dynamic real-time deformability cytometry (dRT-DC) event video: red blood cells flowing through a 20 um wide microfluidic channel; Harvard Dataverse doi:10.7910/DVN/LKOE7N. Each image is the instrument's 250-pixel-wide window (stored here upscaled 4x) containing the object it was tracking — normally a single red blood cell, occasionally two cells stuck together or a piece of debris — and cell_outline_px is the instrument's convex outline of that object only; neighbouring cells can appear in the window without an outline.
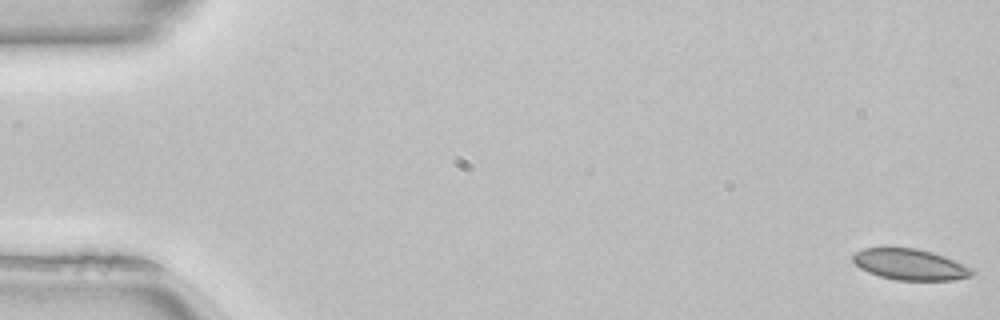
{"species": "common noctule bat (a hibernating species)", "species_latin": "Nyctalus noctula", "temperature_condition": "room temperature", "stored_images_in_passage": 51, "camera_frame_rate_fps": 3000, "um_per_image_px": 0.085, "animal": {"sex": "female", "body_mass_g": 22.7, "forearm_length_mm": 54.2}, "frame": {"image": 1, "passage_image": 1, "time_ms": 0.0, "image_size_px": [1000, 320], "cell_outline_px": [[976, 272], [972, 276], [952, 280], [896, 280], [880, 276], [868, 272], [860, 268], [852, 260], [852, 256], [856, 252], [864, 248], [916, 248], [932, 252], [944, 256], [964, 264], [972, 268]], "centroid_in_image_um": [77.38, 22.48], "position_along_channel_um": 7.6, "area_um2": 21.5}}
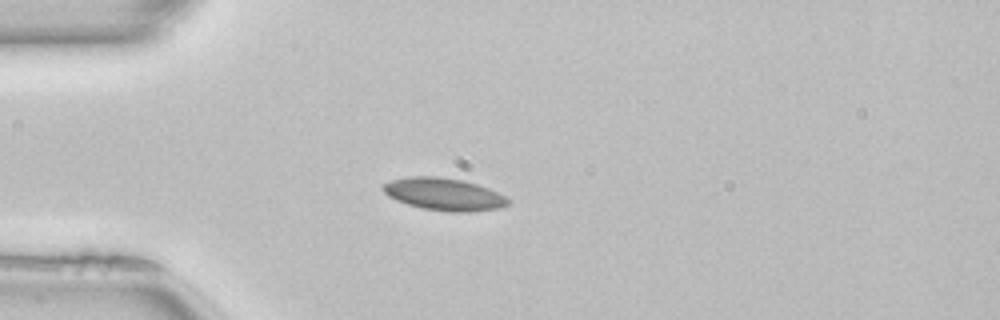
{"frame": {"image": 2, "passage_image": 14, "time_ms": 4.333, "image_size_px": [1000, 320], "cell_outline_px": [[508, 204], [500, 208], [468, 212], [448, 212], [420, 208], [396, 200], [388, 196], [380, 188], [384, 184], [392, 180], [408, 176], [436, 176], [460, 180], [476, 184], [488, 188], [504, 196], [508, 200]], "centroid_in_image_um": [37.69, 16.51], "position_along_channel_um": 47.3, "area_um2": 23.47}}
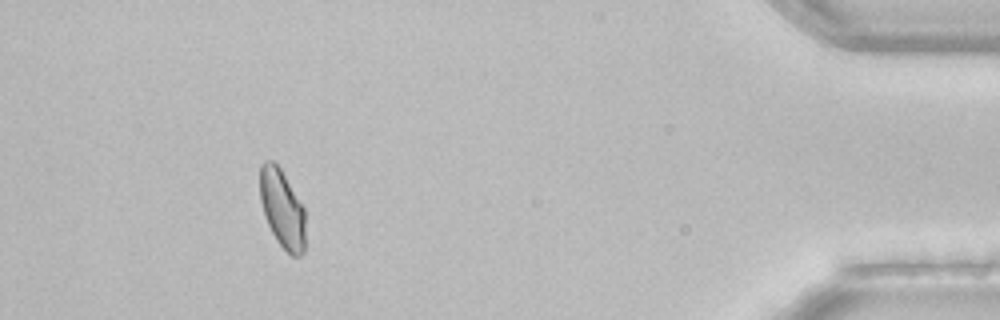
{"frame": {"image": 3, "passage_image": 47, "time_ms": 15.333, "image_size_px": [1000, 320], "cell_outline_px": [[304, 252], [300, 256], [292, 256], [276, 240], [264, 216], [260, 200], [260, 164], [264, 160], [272, 160], [280, 168], [304, 208]], "centroid_in_image_um": [23.96, 17.73], "position_along_channel_um": 411.2, "area_um2": 20.58}, "authors_computed_cell_mechanics": {"area_um2": 21.5016, "velocity_mm_per_s": 4.0136, "shape_relaxation_time_tau1_ms": null, "shape_relaxation_time_tau2_ms": 1.5848, "deformation_change_tau1": null, "deformation_change_tau2": 0.0519}}